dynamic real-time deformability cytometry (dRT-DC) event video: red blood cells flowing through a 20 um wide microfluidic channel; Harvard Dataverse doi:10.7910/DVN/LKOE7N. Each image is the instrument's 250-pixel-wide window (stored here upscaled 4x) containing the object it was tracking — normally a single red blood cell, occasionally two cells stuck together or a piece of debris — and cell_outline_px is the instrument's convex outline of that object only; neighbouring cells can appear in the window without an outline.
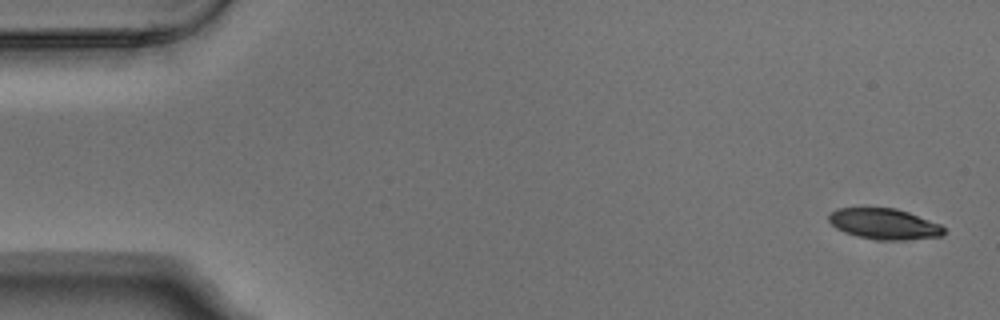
{"species": "Egyptian fruit bat (a non-hibernating species)", "species_latin": "Rousettus aegyptiacus", "temperature_condition": "warm", "stored_images_in_passage": 9, "camera_frame_rate_fps": 3000, "um_per_image_px": 0.085, "animal": {"sex": "male"}, "frame": {"image": 1, "passage_image": 1, "time_ms": 0.0, "image_size_px": [1000, 320], "cell_outline_px": [[944, 232], [940, 236], [904, 240], [876, 240], [856, 236], [844, 232], [836, 228], [828, 220], [828, 216], [836, 208], [864, 204], [868, 204], [896, 208], [908, 212], [940, 224], [944, 228]], "centroid_in_image_um": [75.06, 18.97], "position_along_channel_um": 9.9, "area_um2": 21.5}}
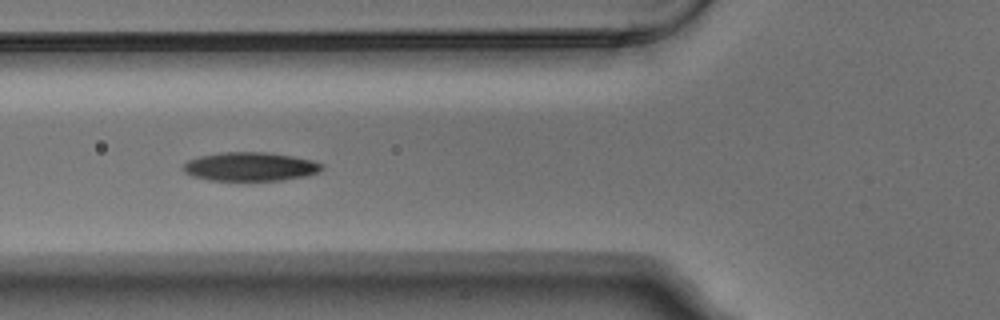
{"frame": {"image": 2, "passage_image": 6, "time_ms": 1.667, "image_size_px": [1000, 320], "cell_outline_px": [[324, 168], [308, 176], [284, 180], [208, 180], [192, 176], [184, 172], [180, 168], [188, 160], [200, 156], [220, 152], [268, 152], [292, 156], [312, 160], [324, 164]], "centroid_in_image_um": [21.26, 14.16], "position_along_channel_um": 104.5, "area_um2": 23.41}}
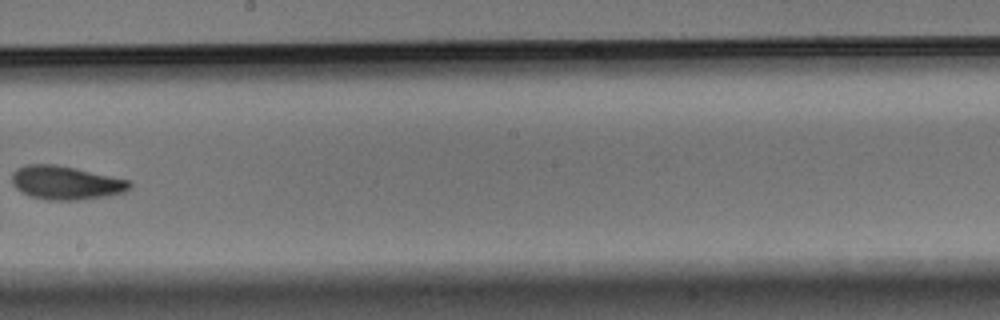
{"frame": {"image": 3, "passage_image": 9, "time_ms": 2.667, "image_size_px": [1000, 320], "cell_outline_px": [[132, 188], [124, 192], [108, 196], [76, 200], [48, 200], [28, 196], [20, 192], [12, 184], [12, 172], [16, 168], [24, 164], [56, 164], [132, 180]], "centroid_in_image_um": [5.6, 15.53], "position_along_channel_um": 242.6, "area_um2": 23.47}}